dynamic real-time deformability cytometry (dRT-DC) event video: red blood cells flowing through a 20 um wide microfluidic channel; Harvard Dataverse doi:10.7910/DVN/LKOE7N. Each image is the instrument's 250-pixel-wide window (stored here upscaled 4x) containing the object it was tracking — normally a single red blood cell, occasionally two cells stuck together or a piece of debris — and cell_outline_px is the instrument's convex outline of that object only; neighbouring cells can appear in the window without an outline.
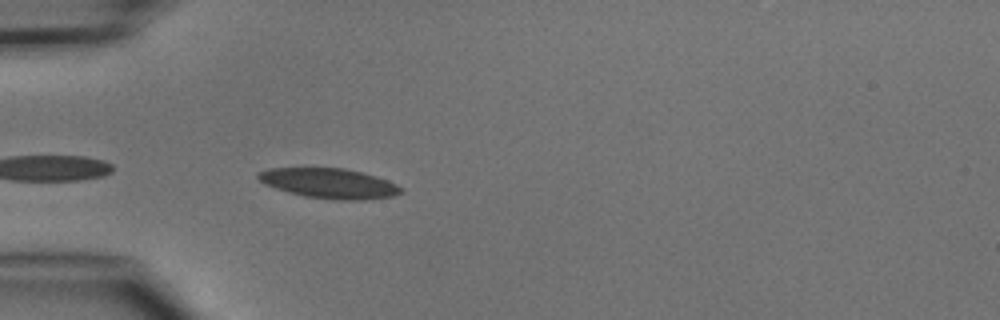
{"species": "common noctule bat (a hibernating species)", "species_latin": "Nyctalus noctula", "temperature_condition": "cold", "stored_images_in_passage": 2, "camera_frame_rate_fps": 3000, "um_per_image_px": 0.085, "animal": {"sex": "male", "body_mass_g": 15.6}, "frame": {"image": 1, "passage_image": 2, "time_ms": 1.333, "image_size_px": [1000, 320], "cell_outline_px": [[404, 192], [392, 196], [360, 200], [340, 200], [304, 196], [288, 192], [264, 184], [256, 176], [256, 172], [268, 168], [344, 168], [376, 176], [396, 184], [404, 188]], "centroid_in_image_um": [27.97, 15.58], "position_along_channel_um": 57.0, "area_um2": 24.91}}